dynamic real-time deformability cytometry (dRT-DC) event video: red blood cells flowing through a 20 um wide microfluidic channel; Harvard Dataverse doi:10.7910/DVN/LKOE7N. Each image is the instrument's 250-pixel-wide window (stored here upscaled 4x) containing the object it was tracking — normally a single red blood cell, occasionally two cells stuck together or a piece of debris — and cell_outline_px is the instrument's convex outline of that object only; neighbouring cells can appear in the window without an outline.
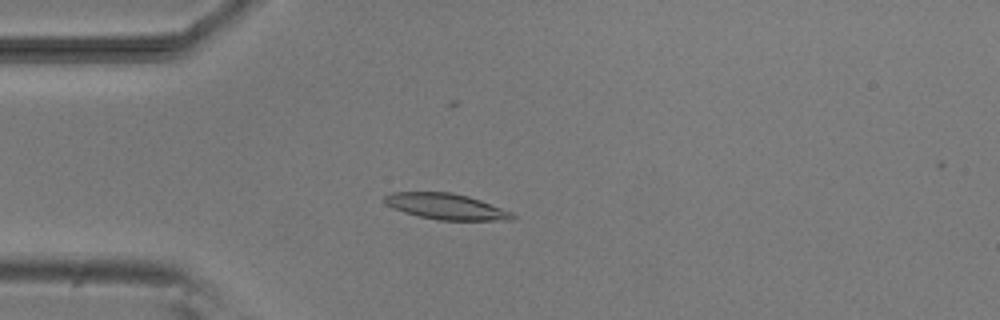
{"species": "common noctule bat (a hibernating species)", "species_latin": "Nyctalus noctula", "temperature_condition": "room temperature", "stored_images_in_passage": 53, "camera_frame_rate_fps": 3000, "um_per_image_px": 0.085, "animal": {"sex": "male", "body_mass_g": 20.5, "forearm_length_mm": 52.5}, "frame": {"image": 1, "passage_image": 14, "time_ms": 4.333, "image_size_px": [1000, 320], "cell_outline_px": [[516, 216], [512, 220], [436, 220], [404, 212], [388, 204], [384, 200], [384, 196], [392, 192], [452, 192], [468, 196], [480, 200], [512, 212]], "centroid_in_image_um": [37.95, 17.55], "position_along_channel_um": 47.0, "area_um2": 19.07}}
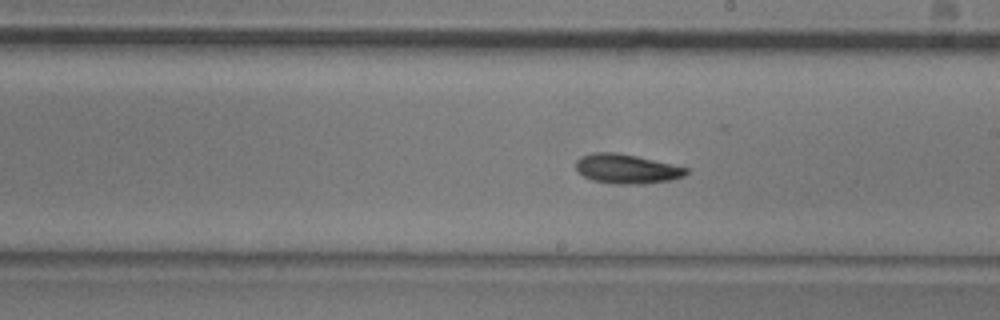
{"frame": {"image": 2, "passage_image": 30, "time_ms": 9.667, "image_size_px": [1000, 320], "cell_outline_px": [[688, 172], [684, 176], [672, 180], [644, 184], [616, 184], [592, 180], [584, 176], [576, 168], [576, 160], [580, 156], [596, 152], [616, 152], [636, 156], [672, 164], [688, 168]], "centroid_in_image_um": [53.28, 14.35], "position_along_channel_um": 235.7, "area_um2": 18.9}}
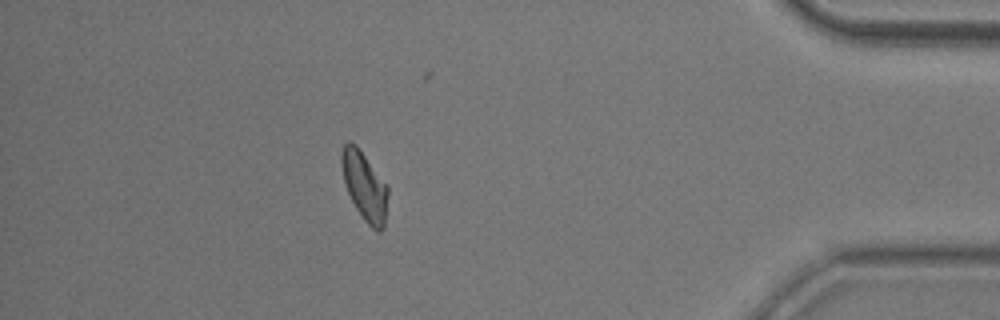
{"frame": {"image": 3, "passage_image": 47, "time_ms": 15.333, "image_size_px": [1000, 320], "cell_outline_px": [[388, 196], [384, 228], [380, 232], [376, 232], [364, 220], [356, 208], [348, 192], [344, 180], [340, 164], [340, 156], [344, 144], [348, 140], [356, 144], [388, 188]], "centroid_in_image_um": [30.97, 15.83], "position_along_channel_um": 404.2, "area_um2": 18.32}}